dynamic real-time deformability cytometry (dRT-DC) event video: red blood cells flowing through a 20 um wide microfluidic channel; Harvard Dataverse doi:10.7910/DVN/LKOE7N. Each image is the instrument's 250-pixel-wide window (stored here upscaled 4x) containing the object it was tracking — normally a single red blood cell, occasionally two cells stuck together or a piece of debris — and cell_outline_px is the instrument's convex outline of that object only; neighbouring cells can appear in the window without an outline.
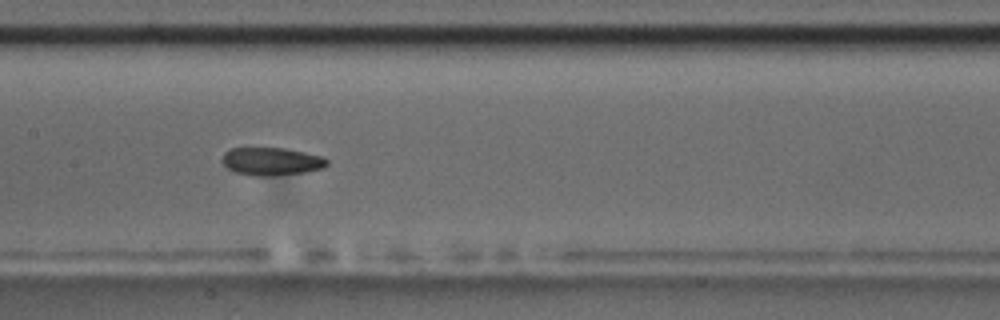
{"species": "common noctule bat (a hibernating species)", "species_latin": "Nyctalus noctula", "temperature_condition": "room temperature", "stored_images_in_passage": 42, "camera_frame_rate_fps": 3000, "um_per_image_px": 0.085, "animal": {"sex": "male", "body_mass_g": 17.5, "forearm_length_mm": 52.3}, "frame": {"image": 1, "passage_image": 13, "time_ms": 4.0, "image_size_px": [1000, 320], "cell_outline_px": [[328, 164], [324, 168], [304, 172], [268, 176], [256, 176], [236, 172], [228, 168], [220, 160], [224, 152], [232, 148], [284, 148], [324, 156], [328, 160]], "centroid_in_image_um": [23.08, 13.71], "position_along_channel_um": 184.3, "area_um2": 17.05}, "authors_computed_cell_mechanics": {"area_um2": 17.9758, "velocity_mm_per_s": 3.6932, "shape_relaxation_time_tau1_ms": 6.3962, "shape_relaxation_time_tau2_ms": 3.5129, "deformation_change_tau1": 0.1665, "deformation_change_tau2": 0.0791}}